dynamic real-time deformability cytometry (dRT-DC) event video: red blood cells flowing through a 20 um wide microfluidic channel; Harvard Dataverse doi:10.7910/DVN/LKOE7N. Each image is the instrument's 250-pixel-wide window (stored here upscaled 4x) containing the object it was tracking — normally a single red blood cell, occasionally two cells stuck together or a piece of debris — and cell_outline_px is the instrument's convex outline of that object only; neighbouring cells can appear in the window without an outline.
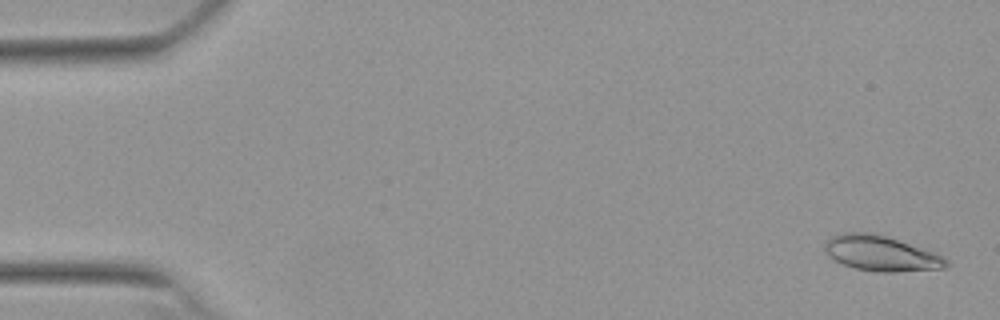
{"species": "Egyptian fruit bat (a non-hibernating species)", "species_latin": "Rousettus aegyptiacus", "temperature_condition": "warm", "stored_images_in_passage": 53, "camera_frame_rate_fps": 3000, "um_per_image_px": 0.085, "animal": {"sex": "female"}, "frame": {"image": 1, "passage_image": 2, "time_ms": 0.333, "image_size_px": [1000, 320], "cell_outline_px": [[948, 264], [944, 268], [896, 272], [880, 272], [856, 268], [844, 264], [828, 256], [824, 248], [824, 244], [832, 236], [844, 232], [872, 232], [944, 256], [948, 260]], "centroid_in_image_um": [74.86, 21.54], "position_along_channel_um": 10.1, "area_um2": 24.51}}
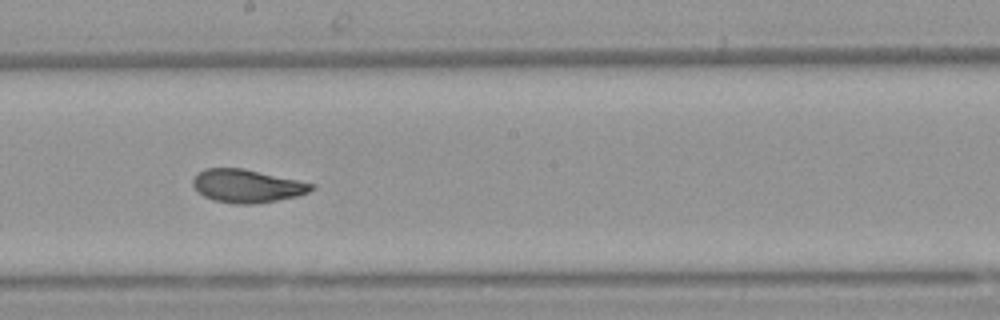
{"frame": {"image": 2, "passage_image": 30, "time_ms": 9.667, "image_size_px": [1000, 320], "cell_outline_px": [[316, 188], [308, 192], [296, 196], [276, 200], [252, 204], [236, 204], [212, 200], [204, 196], [192, 184], [192, 180], [196, 172], [204, 168], [244, 168], [316, 184]], "centroid_in_image_um": [20.98, 15.79], "position_along_channel_um": 227.2, "area_um2": 22.95}}
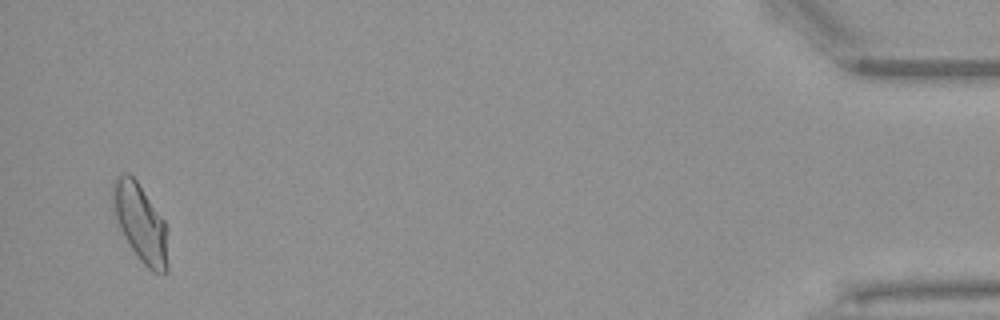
{"frame": {"image": 3, "passage_image": 52, "time_ms": 17.0, "image_size_px": [1000, 320], "cell_outline_px": [[168, 272], [152, 272], [140, 260], [124, 236], [120, 228], [116, 216], [112, 200], [112, 180], [116, 176], [124, 172], [128, 172], [136, 180], [164, 220], [168, 228]], "centroid_in_image_um": [11.96, 18.94], "position_along_channel_um": 423.2, "area_um2": 25.03}, "authors_computed_cell_mechanics": {"area_um2": 23.3512, "velocity_mm_per_s": 3.8191, "shape_relaxation_time_tau1_ms": 8.3286, "shape_relaxation_time_tau2_ms": 1.2352, "deformation_change_tau1": 0.2119, "deformation_change_tau2": 0.0755}}